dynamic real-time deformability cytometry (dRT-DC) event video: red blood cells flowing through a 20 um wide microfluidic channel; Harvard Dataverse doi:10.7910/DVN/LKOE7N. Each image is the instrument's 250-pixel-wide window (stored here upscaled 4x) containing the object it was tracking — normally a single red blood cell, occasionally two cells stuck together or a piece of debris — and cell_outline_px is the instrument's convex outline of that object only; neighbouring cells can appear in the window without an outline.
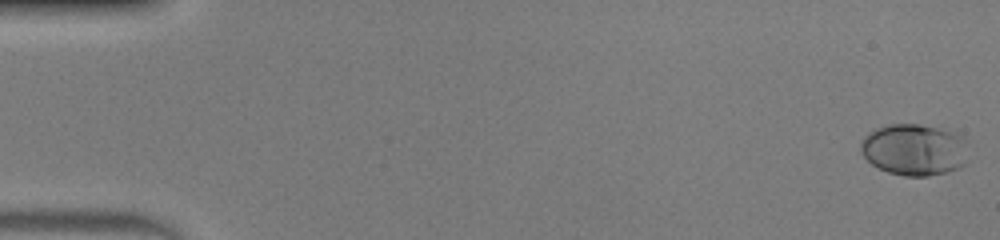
{"species": "human", "species_latin": "Homo sapiens", "temperature_condition": "warm", "stored_images_in_passage": 50, "camera_frame_rate_fps": 3000, "um_per_image_px": 0.085, "donor": {"sex": "male"}, "frame": {"image": 1, "passage_image": 1, "time_ms": 0.0, "image_size_px": [1000, 240], "cell_outline_px": [[968, 140], [964, 164], [956, 168], [944, 172], [928, 176], [904, 176], [888, 172], [872, 164], [860, 152], [860, 140], [868, 132], [876, 128], [888, 124], [920, 124], [936, 128], [960, 136]], "centroid_in_image_um": [77.66, 12.71], "position_along_channel_um": 7.3, "area_um2": 32.19}}
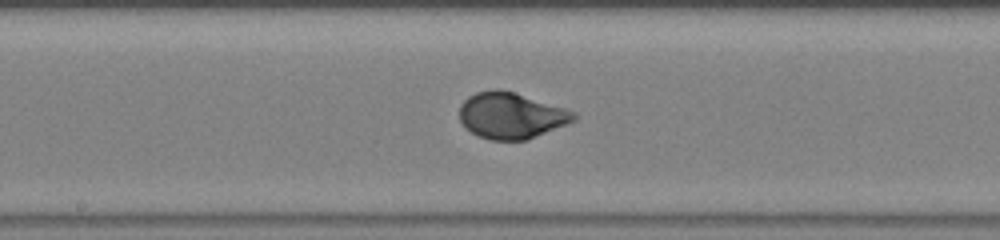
{"frame": {"image": 2, "passage_image": 27, "time_ms": 8.667, "image_size_px": [1000, 240], "cell_outline_px": [[580, 116], [576, 120], [528, 140], [492, 140], [480, 136], [472, 132], [460, 120], [460, 104], [468, 96], [476, 92], [492, 88], [500, 88], [564, 108], [576, 112]], "centroid_in_image_um": [43.46, 9.81], "position_along_channel_um": 204.7, "area_um2": 30.69}}
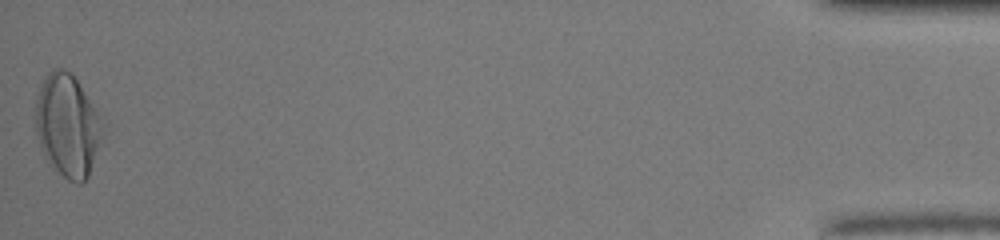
{"frame": {"image": 3, "passage_image": 50, "time_ms": 16.333, "image_size_px": [1000, 240], "cell_outline_px": [[104, 136], [88, 176], [80, 184], [76, 184], [68, 180], [44, 156], [36, 132], [36, 100], [40, 84], [48, 72], [52, 68], [60, 68], [72, 72], [96, 108]], "centroid_in_image_um": [5.74, 10.63], "position_along_channel_um": 429.5, "area_um2": 39.88}, "authors_computed_cell_mechanics": {"area_um2": 30.4895, "velocity_mm_per_s": 4.1657, "shape_relaxation_time_tau1_ms": 3.7221, "shape_relaxation_time_tau2_ms": null, "deformation_change_tau1": 0.1989, "deformation_change_tau2": null}}